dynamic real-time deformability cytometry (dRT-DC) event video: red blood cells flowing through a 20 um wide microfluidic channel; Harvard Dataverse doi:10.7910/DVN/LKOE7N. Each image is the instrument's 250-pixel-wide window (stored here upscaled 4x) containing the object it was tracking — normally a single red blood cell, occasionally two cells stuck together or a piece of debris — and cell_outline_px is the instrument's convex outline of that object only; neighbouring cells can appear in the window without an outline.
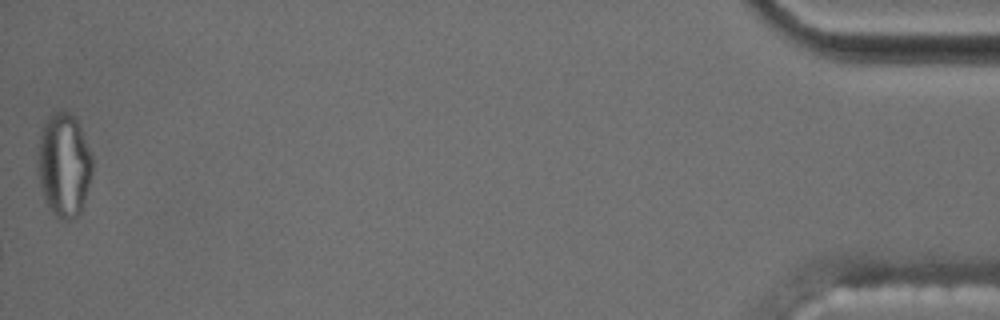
{"species": "common noctule bat (a hibernating species)", "species_latin": "Nyctalus noctula", "temperature_condition": "cold", "stored_images_in_passage": 41, "camera_frame_rate_fps": 3000, "um_per_image_px": 0.085, "animal": {"sex": "male", "body_mass_g": 17.5, "forearm_length_mm": 52.3}, "frame": {"image": 1, "passage_image": 41, "time_ms": 13.333, "image_size_px": [1000, 320], "cell_outline_px": [[92, 172], [84, 200], [80, 212], [72, 220], [68, 220], [56, 216], [44, 200], [40, 184], [36, 164], [40, 136], [44, 124], [48, 116], [56, 112], [68, 112], [76, 120], [92, 152]], "centroid_in_image_um": [5.43, 14.03], "position_along_channel_um": 429.8, "area_um2": 32.77}, "authors_computed_cell_mechanics": {"area_um2": 19.4208, "velocity_mm_per_s": 3.55, "shape_relaxation_time_tau1_ms": null, "shape_relaxation_time_tau2_ms": 2.516, "deformation_change_tau1": null, "deformation_change_tau2": 0.099}}